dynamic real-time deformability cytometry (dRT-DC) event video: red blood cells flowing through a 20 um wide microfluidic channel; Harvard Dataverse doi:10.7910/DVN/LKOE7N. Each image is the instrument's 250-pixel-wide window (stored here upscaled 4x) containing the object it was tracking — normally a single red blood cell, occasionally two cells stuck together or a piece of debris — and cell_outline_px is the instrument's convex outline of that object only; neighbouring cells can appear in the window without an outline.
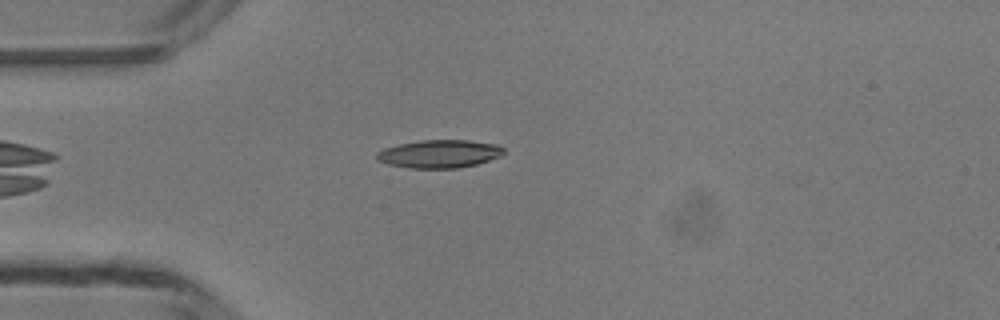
{"species": "common noctule bat (a hibernating species)", "species_latin": "Nyctalus noctula", "temperature_condition": "room temperature", "stored_images_in_passage": 33, "camera_frame_rate_fps": 3000, "um_per_image_px": 0.085, "animal": {"sex": "male", "body_mass_g": 13.3}, "frame": {"image": 1, "passage_image": 2, "time_ms": 0.333, "image_size_px": [1000, 320], "cell_outline_px": [[504, 152], [500, 156], [476, 164], [456, 168], [408, 168], [388, 164], [376, 160], [376, 152], [384, 148], [400, 144], [420, 140], [468, 140], [496, 144], [504, 148]], "centroid_in_image_um": [37.31, 13.07], "position_along_channel_um": 47.7, "area_um2": 20.69}}
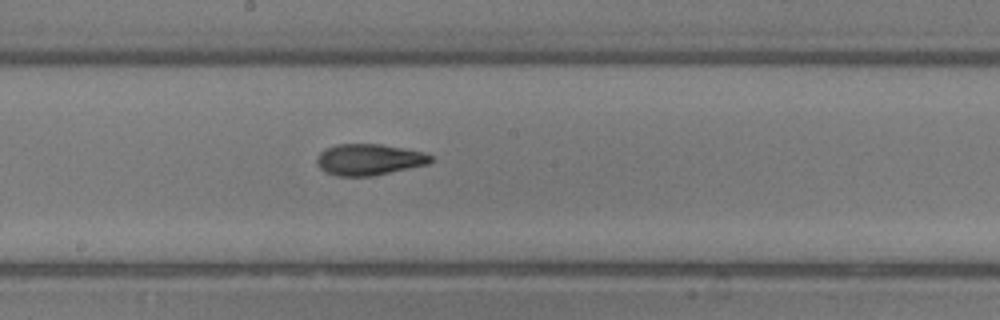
{"frame": {"image": 2, "passage_image": 15, "time_ms": 4.667, "image_size_px": [1000, 320], "cell_outline_px": [[432, 160], [428, 164], [372, 176], [336, 176], [324, 172], [316, 164], [316, 160], [320, 152], [324, 148], [336, 144], [380, 144], [404, 148], [424, 152], [432, 156]], "centroid_in_image_um": [31.33, 13.56], "position_along_channel_um": 216.9, "area_um2": 20.87}}
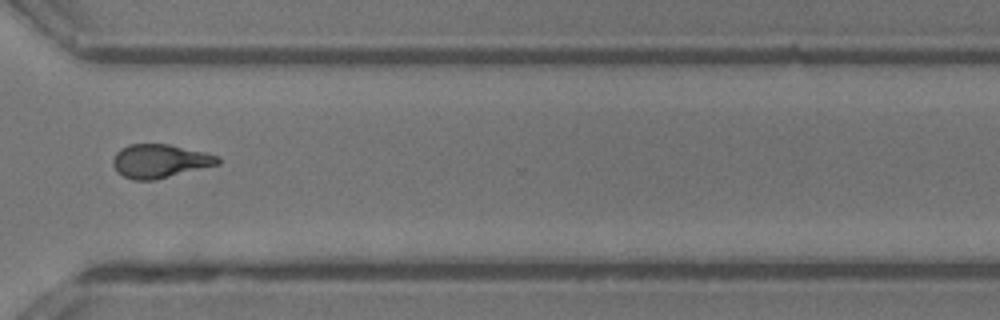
{"frame": {"image": 3, "passage_image": 25, "time_ms": 8.0, "image_size_px": [1000, 320], "cell_outline_px": [[220, 164], [156, 180], [132, 180], [116, 172], [112, 164], [112, 160], [116, 152], [120, 148], [128, 144], [168, 144], [204, 152], [220, 156]], "centroid_in_image_um": [13.57, 13.69], "position_along_channel_um": 357.0, "area_um2": 20.75}}